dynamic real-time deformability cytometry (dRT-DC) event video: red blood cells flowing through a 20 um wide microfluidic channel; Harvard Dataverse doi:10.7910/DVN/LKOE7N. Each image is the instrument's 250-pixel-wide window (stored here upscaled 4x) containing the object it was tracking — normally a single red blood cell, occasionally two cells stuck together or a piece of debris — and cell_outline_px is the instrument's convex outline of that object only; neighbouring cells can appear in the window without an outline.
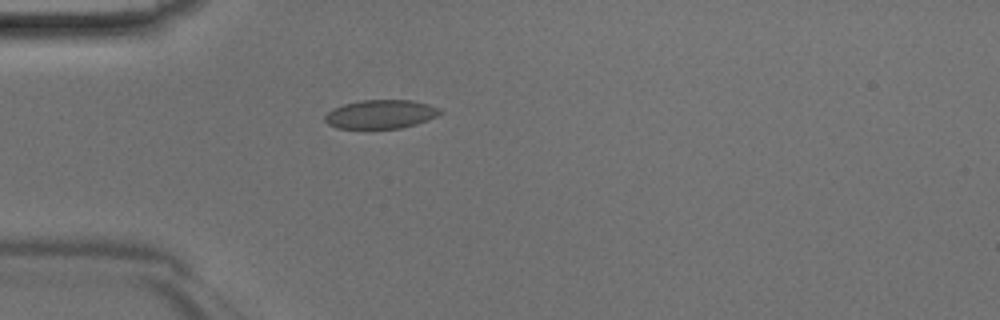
{"species": "Egyptian fruit bat (a non-hibernating species)", "species_latin": "Rousettus aegyptiacus", "temperature_condition": "room temperature", "stored_images_in_passage": 32, "camera_frame_rate_fps": 3000, "um_per_image_px": 0.085, "animal": {"sex": "male"}, "frame": {"image": 1, "passage_image": 3, "time_ms": 0.667, "image_size_px": [1000, 320], "cell_outline_px": [[444, 112], [428, 120], [416, 124], [400, 128], [336, 128], [328, 124], [324, 120], [324, 116], [332, 108], [344, 104], [360, 100], [412, 100], [428, 104], [440, 108]], "centroid_in_image_um": [32.36, 9.7], "position_along_channel_um": 52.6, "area_um2": 19.36}}
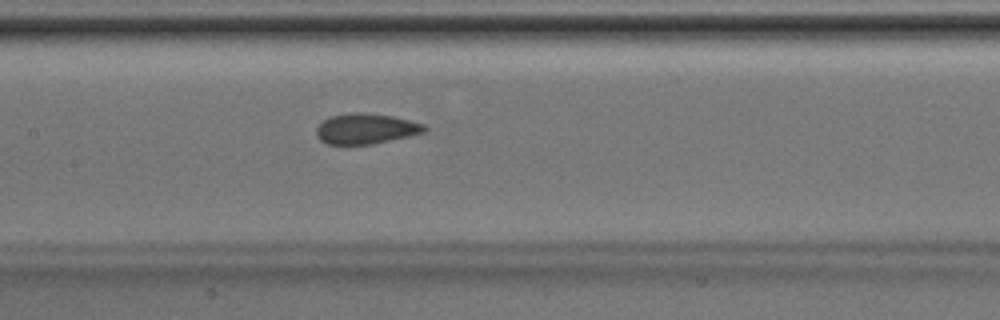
{"frame": {"image": 2, "passage_image": 12, "time_ms": 3.667, "image_size_px": [1000, 320], "cell_outline_px": [[428, 128], [424, 132], [408, 136], [372, 144], [328, 144], [320, 140], [316, 136], [316, 128], [328, 116], [352, 112], [364, 112], [392, 116], [424, 124]], "centroid_in_image_um": [31.07, 10.93], "position_along_channel_um": 176.3, "area_um2": 19.13}}
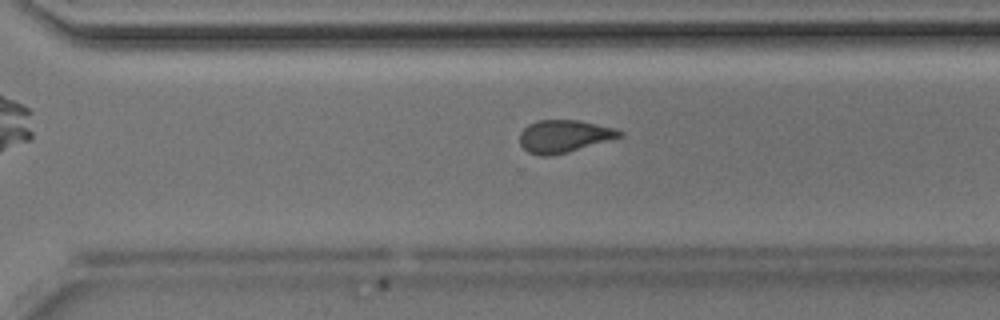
{"frame": {"image": 3, "passage_image": 22, "time_ms": 7.0, "image_size_px": [1000, 320], "cell_outline_px": [[624, 136], [568, 152], [552, 156], [540, 156], [528, 152], [520, 144], [520, 132], [528, 124], [536, 120], [580, 120], [616, 128], [624, 132]], "centroid_in_image_um": [47.96, 11.57], "position_along_channel_um": 322.6, "area_um2": 19.13}}